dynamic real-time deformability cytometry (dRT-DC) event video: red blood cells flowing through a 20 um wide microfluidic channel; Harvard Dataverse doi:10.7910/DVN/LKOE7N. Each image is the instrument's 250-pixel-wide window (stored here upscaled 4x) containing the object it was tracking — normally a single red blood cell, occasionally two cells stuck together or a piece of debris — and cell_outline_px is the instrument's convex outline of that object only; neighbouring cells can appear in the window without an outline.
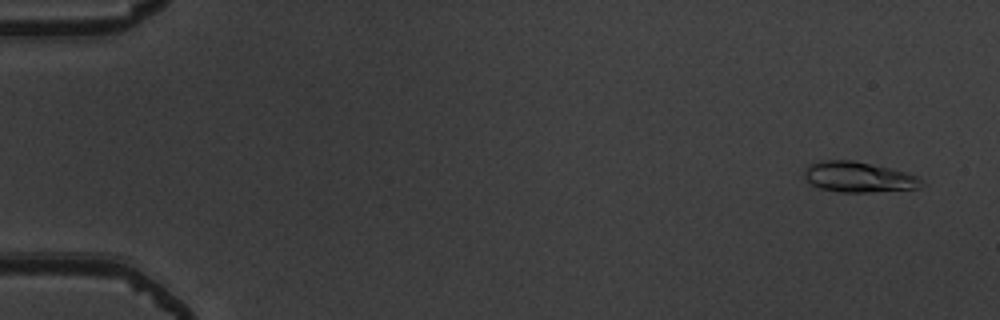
{"species": "common noctule bat (a hibernating species)", "species_latin": "Nyctalus noctula", "temperature_condition": "warm", "stored_images_in_passage": 52, "camera_frame_rate_fps": 3000, "um_per_image_px": 0.085, "animal": {"sex": "male", "body_mass_g": 19.5, "forearm_length_mm": 54.6}, "frame": {"image": 1, "passage_image": 3, "time_ms": 0.667, "image_size_px": [1000, 320], "cell_outline_px": [[924, 184], [920, 188], [868, 192], [840, 192], [820, 188], [812, 184], [804, 176], [804, 168], [808, 164], [820, 160], [852, 160], [888, 168], [904, 172], [916, 176], [924, 180]], "centroid_in_image_um": [72.96, 15.04], "position_along_channel_um": 12.0, "area_um2": 20.69}}
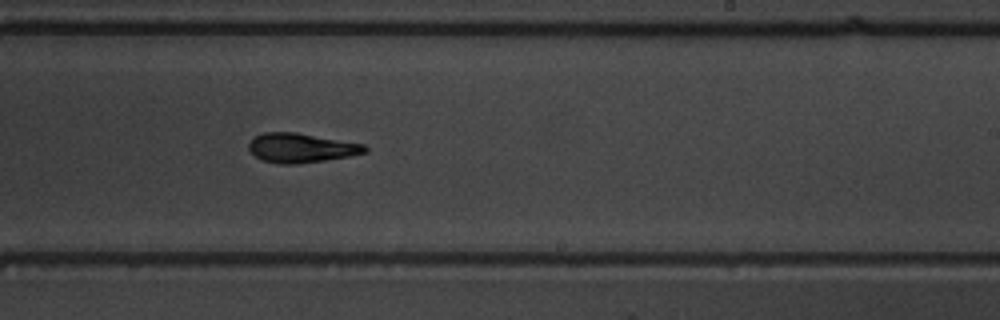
{"frame": {"image": 2, "passage_image": 33, "time_ms": 10.667, "image_size_px": [1000, 320], "cell_outline_px": [[368, 152], [348, 156], [324, 160], [292, 164], [280, 164], [264, 160], [256, 156], [248, 148], [248, 144], [256, 136], [264, 132], [296, 132], [364, 144], [368, 148]], "centroid_in_image_um": [25.61, 12.56], "position_along_channel_um": 263.4, "area_um2": 19.59}}
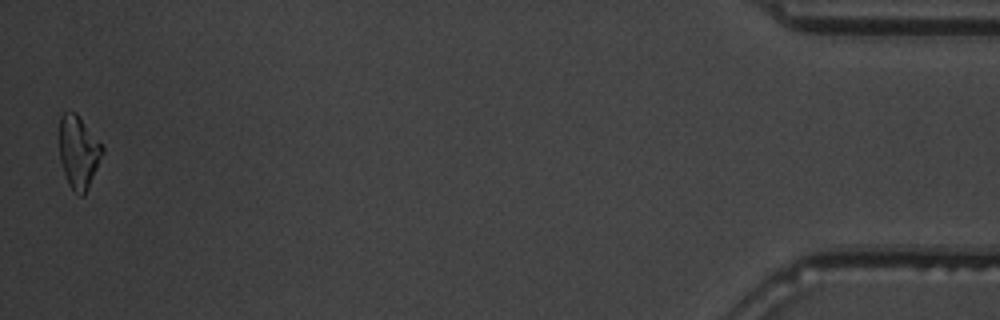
{"frame": {"image": 3, "passage_image": 52, "time_ms": 17.0, "image_size_px": [1000, 320], "cell_outline_px": [[104, 152], [88, 188], [84, 196], [80, 196], [68, 184], [60, 160], [60, 116], [64, 112], [76, 112], [104, 148]], "centroid_in_image_um": [6.68, 12.93], "position_along_channel_um": 428.5, "area_um2": 17.98}, "authors_computed_cell_mechanics": {"area_um2": 19.6809, "velocity_mm_per_s": 3.9444, "shape_relaxation_time_tau1_ms": 3.2083, "shape_relaxation_time_tau2_ms": 3.6794, "deformation_change_tau1": 0.1432, "deformation_change_tau2": 0.1198}}